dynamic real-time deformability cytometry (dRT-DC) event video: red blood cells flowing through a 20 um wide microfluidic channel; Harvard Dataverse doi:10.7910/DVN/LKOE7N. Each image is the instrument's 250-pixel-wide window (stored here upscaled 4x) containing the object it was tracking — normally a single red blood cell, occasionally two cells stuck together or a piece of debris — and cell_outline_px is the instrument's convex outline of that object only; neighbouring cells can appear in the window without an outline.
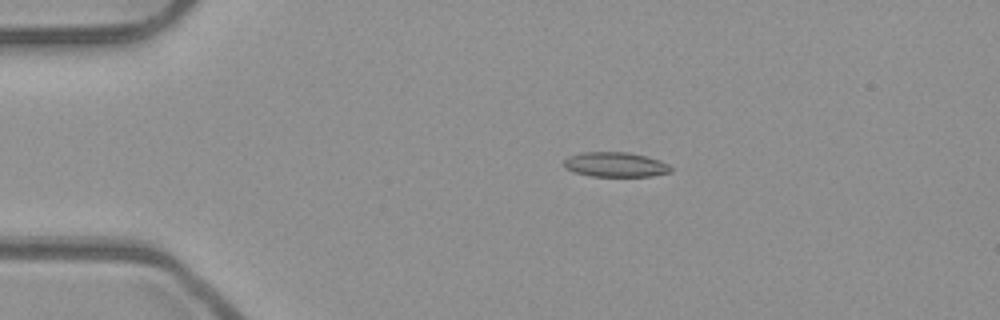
{"species": "common noctule bat (a hibernating species)", "species_latin": "Nyctalus noctula", "temperature_condition": "room temperature", "stored_images_in_passage": 48, "camera_frame_rate_fps": 3000, "um_per_image_px": 0.085, "animal": {"sex": "male", "body_mass_g": 23.1, "forearm_length_mm": 52.7}, "frame": {"image": 1, "passage_image": 6, "time_ms": 1.667, "image_size_px": [1000, 320], "cell_outline_px": [[672, 172], [652, 176], [592, 176], [576, 172], [564, 168], [564, 160], [568, 156], [580, 152], [628, 152], [660, 160], [668, 164], [672, 168]], "centroid_in_image_um": [52.31, 13.98], "position_along_channel_um": 32.7, "area_um2": 15.43}}
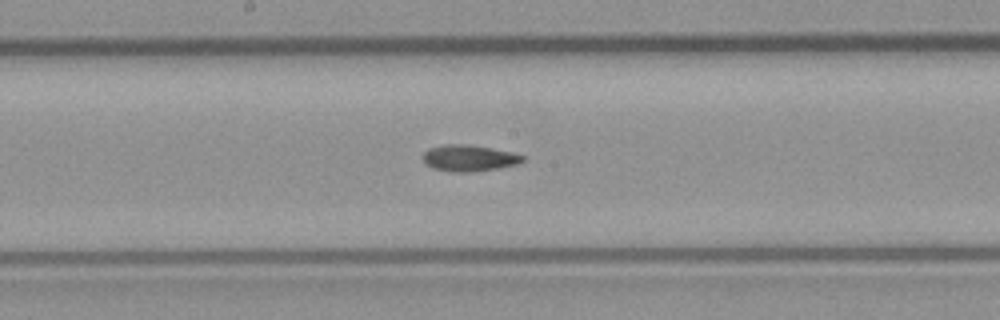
{"frame": {"image": 2, "passage_image": 23, "time_ms": 7.333, "image_size_px": [1000, 320], "cell_outline_px": [[524, 160], [516, 164], [496, 168], [472, 172], [448, 172], [432, 168], [424, 164], [424, 152], [428, 148], [444, 144], [464, 144], [492, 148], [512, 152], [524, 156]], "centroid_in_image_um": [39.82, 13.44], "position_along_channel_um": 208.4, "area_um2": 15.32}}
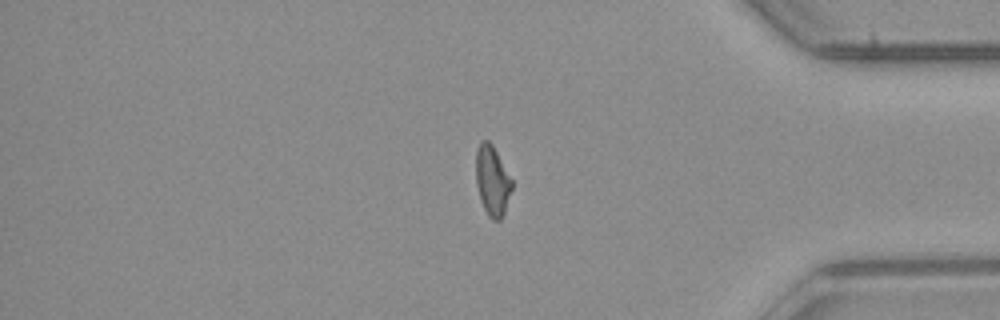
{"frame": {"image": 3, "passage_image": 39, "time_ms": 12.667, "image_size_px": [1000, 320], "cell_outline_px": [[512, 188], [504, 212], [500, 220], [492, 220], [488, 216], [480, 200], [476, 184], [476, 148], [480, 140], [488, 140], [492, 144], [512, 180]], "centroid_in_image_um": [41.82, 15.34], "position_along_channel_um": 393.4, "area_um2": 14.62}, "authors_computed_cell_mechanics": {"area_um2": 14.9991, "velocity_mm_per_s": 3.957, "shape_relaxation_time_tau1_ms": null, "shape_relaxation_time_tau2_ms": 5.5711, "deformation_change_tau1": null, "deformation_change_tau2": 0.1208}}